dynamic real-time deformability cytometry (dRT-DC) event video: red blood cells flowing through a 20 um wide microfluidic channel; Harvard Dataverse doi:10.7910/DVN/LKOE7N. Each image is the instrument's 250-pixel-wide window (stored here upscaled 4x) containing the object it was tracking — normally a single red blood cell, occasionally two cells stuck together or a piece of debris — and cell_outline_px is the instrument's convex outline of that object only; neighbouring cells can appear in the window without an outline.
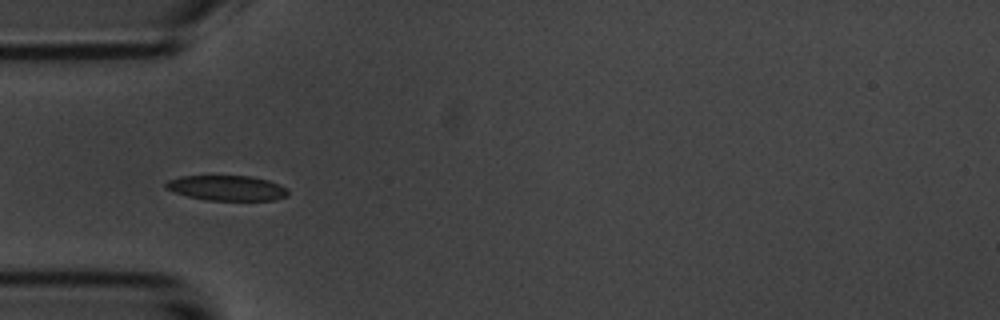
{"species": "common noctule bat (a hibernating species)", "species_latin": "Nyctalus noctula", "temperature_condition": "room temperature", "stored_images_in_passage": 5, "camera_frame_rate_fps": 3000, "um_per_image_px": 0.085, "animal": {"sex": "male", "body_mass_g": 20.1, "forearm_length_mm": 53.5}, "frame": {"image": 1, "passage_image": 4, "time_ms": 4.333, "image_size_px": [1000, 320], "cell_outline_px": [[288, 196], [276, 200], [208, 200], [188, 196], [164, 188], [164, 184], [168, 180], [180, 176], [252, 176], [268, 180], [288, 188]], "centroid_in_image_um": [19.31, 15.98], "position_along_channel_um": 65.7, "area_um2": 17.92}}